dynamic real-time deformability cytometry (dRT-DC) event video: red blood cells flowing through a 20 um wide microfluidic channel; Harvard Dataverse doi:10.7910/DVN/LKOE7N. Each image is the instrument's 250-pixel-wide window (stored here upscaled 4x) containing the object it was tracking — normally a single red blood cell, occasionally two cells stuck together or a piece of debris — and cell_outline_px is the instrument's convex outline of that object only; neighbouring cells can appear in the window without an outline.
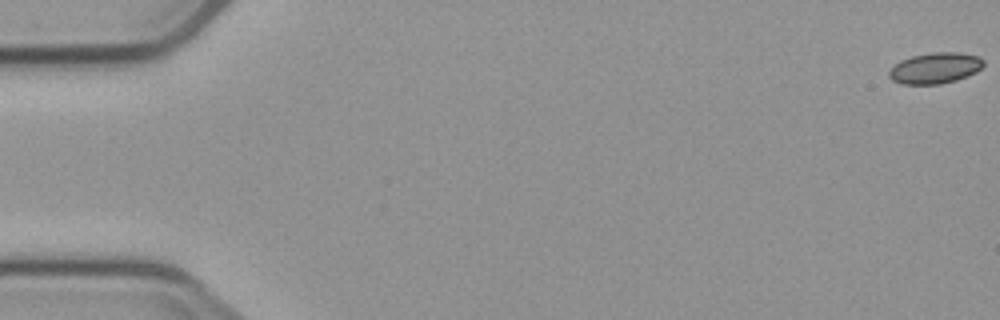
{"species": "common noctule bat (a hibernating species)", "species_latin": "Nyctalus noctula", "temperature_condition": "cold", "stored_images_in_passage": 8, "camera_frame_rate_fps": 3000, "um_per_image_px": 0.085, "animal": {"sex": "male", "body_mass_g": 23.1, "forearm_length_mm": 52.7}, "frame": {"image": 1, "passage_image": 1, "time_ms": 0.0, "image_size_px": [1000, 320], "cell_outline_px": [[984, 64], [976, 72], [968, 76], [956, 80], [940, 84], [900, 84], [892, 80], [888, 76], [888, 72], [900, 60], [912, 56], [936, 52], [956, 52], [976, 56], [984, 60]], "centroid_in_image_um": [79.47, 5.8], "position_along_channel_um": 5.5, "area_um2": 16.94}}
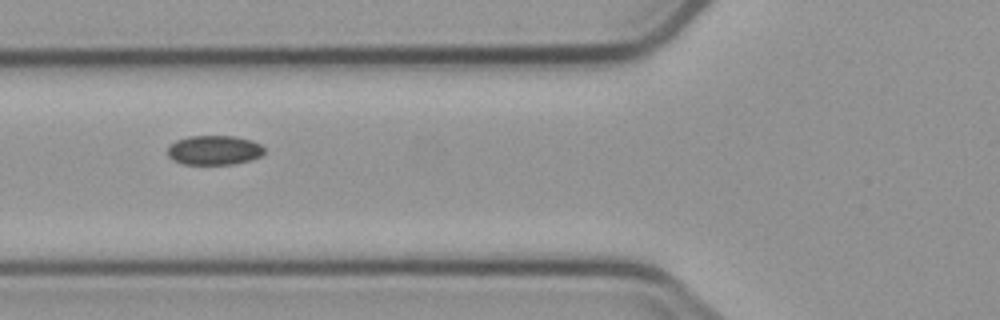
{"frame": {"image": 2, "passage_image": 7, "time_ms": 7.0, "image_size_px": [1000, 320], "cell_outline_px": [[264, 152], [260, 156], [248, 160], [232, 164], [184, 164], [172, 160], [168, 156], [168, 144], [176, 140], [188, 136], [236, 136], [252, 140], [260, 144], [264, 148]], "centroid_in_image_um": [18.17, 12.75], "position_along_channel_um": 107.6, "area_um2": 16.65}}
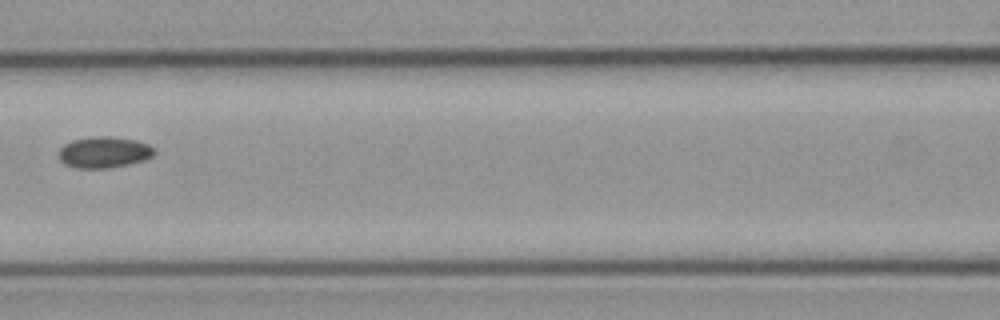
{"frame": {"image": 3, "passage_image": 8, "time_ms": 8.333, "image_size_px": [1000, 320], "cell_outline_px": [[156, 152], [152, 156], [144, 160], [128, 164], [108, 168], [76, 168], [64, 164], [60, 160], [60, 148], [64, 144], [72, 140], [96, 136], [112, 136], [136, 140], [148, 144]], "centroid_in_image_um": [8.84, 12.94], "position_along_channel_um": 157.8, "area_um2": 17.34}}